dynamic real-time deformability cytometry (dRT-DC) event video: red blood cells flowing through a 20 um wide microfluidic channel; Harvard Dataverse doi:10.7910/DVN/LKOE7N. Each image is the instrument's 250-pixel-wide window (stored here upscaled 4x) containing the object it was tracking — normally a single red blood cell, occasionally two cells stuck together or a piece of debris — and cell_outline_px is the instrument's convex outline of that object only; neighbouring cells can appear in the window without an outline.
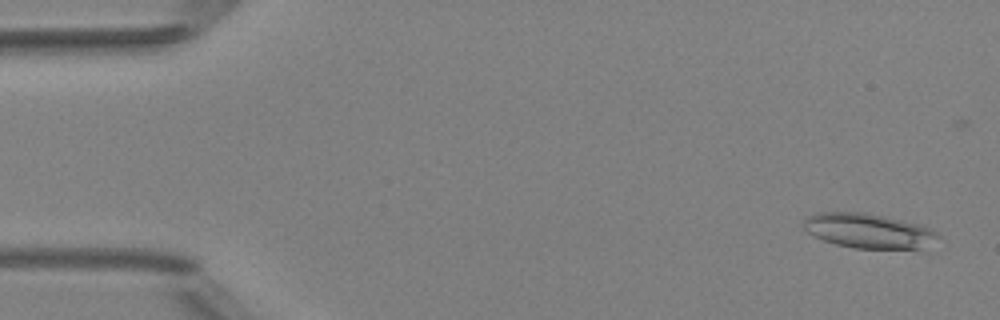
{"species": "Egyptian fruit bat (a non-hibernating species)", "species_latin": "Rousettus aegyptiacus", "temperature_condition": "room temperature", "stored_images_in_passage": 6, "camera_frame_rate_fps": 3000, "um_per_image_px": 0.085, "animal": {"sex": "female"}, "frame": {"image": 1, "passage_image": 1, "time_ms": 0.0, "image_size_px": [1000, 320], "cell_outline_px": [[940, 236], [924, 252], [856, 248], [836, 244], [824, 240], [808, 232], [800, 224], [808, 216], [816, 212], [864, 212], [884, 216], [916, 224], [928, 228], [936, 232]], "centroid_in_image_um": [73.91, 19.67], "position_along_channel_um": 11.1, "area_um2": 27.98}}
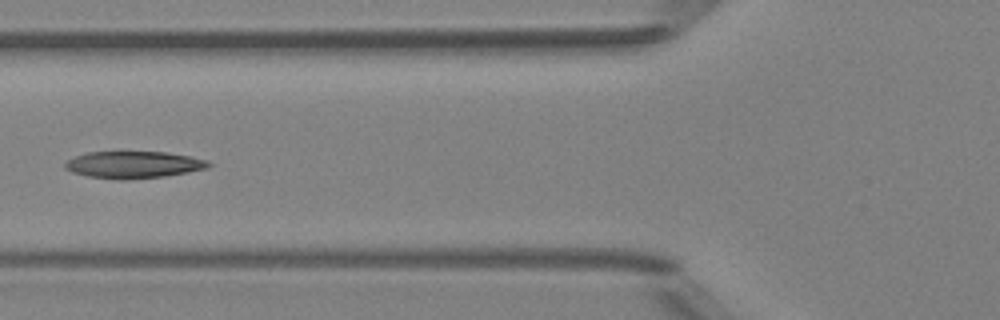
{"frame": {"image": 2, "passage_image": 6, "time_ms": 5.667, "image_size_px": [1000, 320], "cell_outline_px": [[212, 164], [208, 168], [188, 172], [164, 176], [128, 180], [120, 180], [88, 176], [72, 172], [64, 168], [64, 164], [68, 160], [76, 156], [88, 152], [168, 152], [192, 156], [208, 160]], "centroid_in_image_um": [11.39, 14.0], "position_along_channel_um": 114.4, "area_um2": 22.66}}